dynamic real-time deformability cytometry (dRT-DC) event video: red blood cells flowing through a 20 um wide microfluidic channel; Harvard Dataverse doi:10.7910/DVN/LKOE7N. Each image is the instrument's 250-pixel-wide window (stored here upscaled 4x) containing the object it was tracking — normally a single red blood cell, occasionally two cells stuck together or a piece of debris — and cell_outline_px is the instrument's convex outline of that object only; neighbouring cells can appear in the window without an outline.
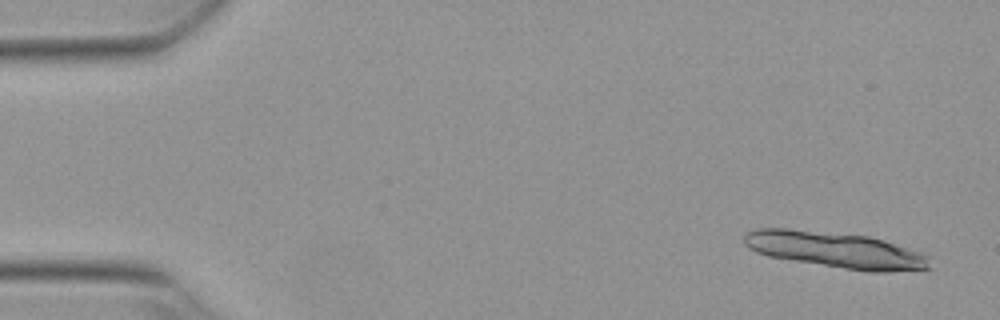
{"species": "Egyptian fruit bat (a non-hibernating species)", "species_latin": "Rousettus aegyptiacus", "temperature_condition": "warm", "stored_images_in_passage": 14, "camera_frame_rate_fps": 3000, "um_per_image_px": 0.085, "animal": {"sex": "female"}, "frame": {"image": 1, "passage_image": 3, "time_ms": 0.667, "image_size_px": [1000, 320], "cell_outline_px": [[932, 268], [888, 272], [872, 272], [844, 268], [768, 256], [756, 252], [748, 248], [744, 244], [744, 236], [748, 232], [756, 228], [788, 228], [868, 236], [884, 240], [920, 252], [928, 256]], "centroid_in_image_um": [71.02, 21.24], "position_along_channel_um": 14.0, "area_um2": 38.73}}